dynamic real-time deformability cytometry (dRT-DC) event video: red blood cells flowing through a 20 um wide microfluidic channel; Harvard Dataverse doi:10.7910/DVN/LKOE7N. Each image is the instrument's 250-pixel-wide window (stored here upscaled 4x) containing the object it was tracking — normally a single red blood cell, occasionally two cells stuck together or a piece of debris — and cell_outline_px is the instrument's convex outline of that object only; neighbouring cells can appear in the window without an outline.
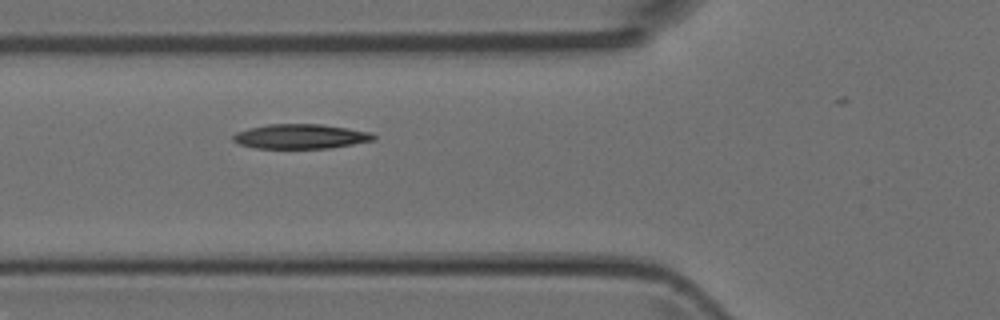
{"species": "Egyptian fruit bat (a non-hibernating species)", "species_latin": "Rousettus aegyptiacus", "temperature_condition": "room temperature", "stored_images_in_passage": 6, "camera_frame_rate_fps": 3000, "um_per_image_px": 0.085, "animal": {"sex": "female"}, "frame": {"image": 1, "passage_image": 6, "time_ms": 5.667, "image_size_px": [1000, 320], "cell_outline_px": [[376, 140], [328, 148], [256, 148], [240, 144], [232, 140], [232, 136], [236, 132], [248, 128], [268, 124], [320, 124], [348, 128], [372, 132], [376, 136]], "centroid_in_image_um": [25.56, 11.59], "position_along_channel_um": 100.2, "area_um2": 20.17}}